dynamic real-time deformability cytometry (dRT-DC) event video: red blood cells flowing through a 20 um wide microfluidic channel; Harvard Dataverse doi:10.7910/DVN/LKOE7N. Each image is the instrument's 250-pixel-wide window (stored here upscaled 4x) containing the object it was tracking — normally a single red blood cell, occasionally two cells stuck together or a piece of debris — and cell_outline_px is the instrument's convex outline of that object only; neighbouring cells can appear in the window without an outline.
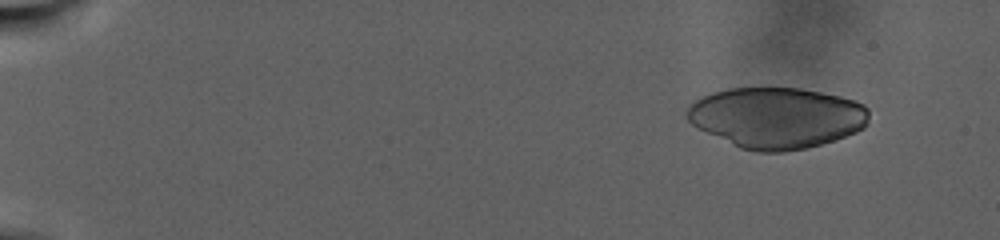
{"species": "human", "species_latin": "Homo sapiens", "temperature_condition": "warm", "stored_images_in_passage": 54, "camera_frame_rate_fps": 3000, "um_per_image_px": 0.085, "donor": {"sex": "male"}, "frame": {"image": 1, "passage_image": 1, "time_ms": 0.0, "image_size_px": [1000, 240], "cell_outline_px": [[868, 124], [864, 128], [856, 132], [820, 144], [804, 148], [784, 152], [756, 152], [740, 148], [692, 124], [688, 120], [684, 112], [688, 104], [712, 92], [728, 88], [800, 88], [840, 96], [856, 100], [864, 104], [868, 108]], "centroid_in_image_um": [66.02, 9.99], "position_along_channel_um": 19.0, "area_um2": 64.56}}